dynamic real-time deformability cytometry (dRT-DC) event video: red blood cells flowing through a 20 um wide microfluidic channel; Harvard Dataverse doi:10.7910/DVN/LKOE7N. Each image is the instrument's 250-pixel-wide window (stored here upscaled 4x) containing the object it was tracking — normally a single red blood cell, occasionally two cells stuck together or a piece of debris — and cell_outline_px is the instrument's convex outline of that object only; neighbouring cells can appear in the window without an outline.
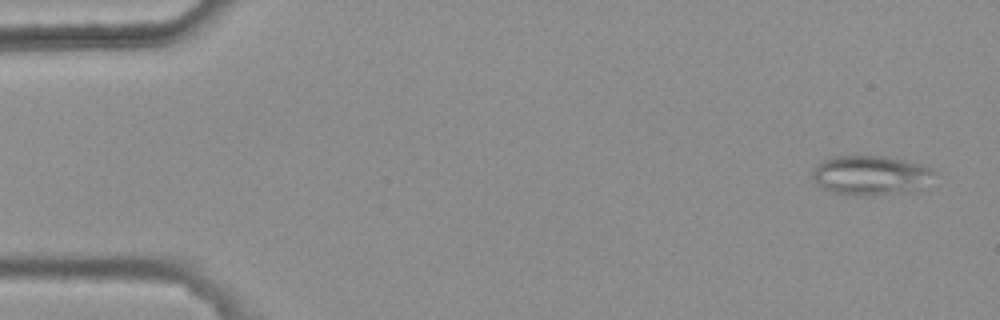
{"species": "common noctule bat (a hibernating species)", "species_latin": "Nyctalus noctula", "temperature_condition": "warm", "stored_images_in_passage": 7, "camera_frame_rate_fps": 3000, "um_per_image_px": 0.085, "animal": {"sex": "female", "body_mass_g": 25.1}, "frame": {"image": 1, "passage_image": 1, "time_ms": 0.0, "image_size_px": [1000, 320], "cell_outline_px": [[936, 172], [920, 192], [872, 196], [856, 196], [832, 192], [816, 184], [812, 176], [812, 168], [816, 164], [832, 156], [888, 156], [920, 164], [932, 168]], "centroid_in_image_um": [74.04, 14.92], "position_along_channel_um": 11.0, "area_um2": 28.84}}
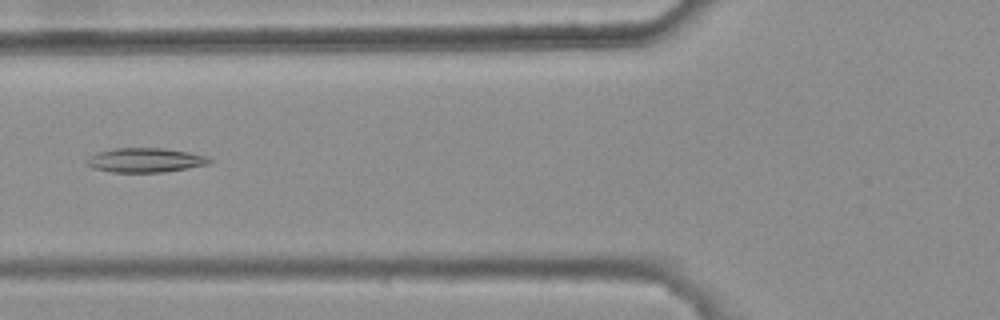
{"frame": {"image": 2, "passage_image": 6, "time_ms": 1.667, "image_size_px": [1000, 320], "cell_outline_px": [[212, 160], [208, 164], [188, 168], [164, 172], [112, 172], [92, 168], [84, 164], [84, 160], [88, 156], [96, 152], [116, 148], [160, 148], [188, 152], [208, 156]], "centroid_in_image_um": [12.28, 13.61], "position_along_channel_um": 113.5, "area_um2": 17.57}}
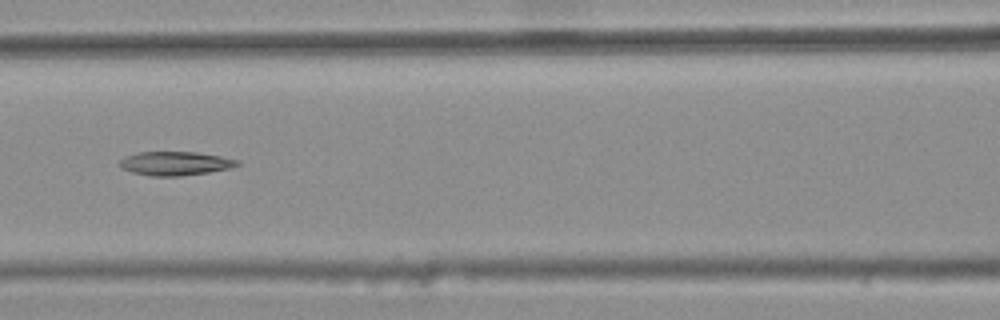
{"frame": {"image": 3, "passage_image": 7, "time_ms": 2.0, "image_size_px": [1000, 320], "cell_outline_px": [[240, 164], [228, 168], [208, 172], [180, 176], [152, 176], [132, 172], [120, 168], [116, 164], [124, 156], [140, 152], [196, 152], [220, 156], [240, 160]], "centroid_in_image_um": [14.84, 13.89], "position_along_channel_um": 151.8, "area_um2": 16.36}}